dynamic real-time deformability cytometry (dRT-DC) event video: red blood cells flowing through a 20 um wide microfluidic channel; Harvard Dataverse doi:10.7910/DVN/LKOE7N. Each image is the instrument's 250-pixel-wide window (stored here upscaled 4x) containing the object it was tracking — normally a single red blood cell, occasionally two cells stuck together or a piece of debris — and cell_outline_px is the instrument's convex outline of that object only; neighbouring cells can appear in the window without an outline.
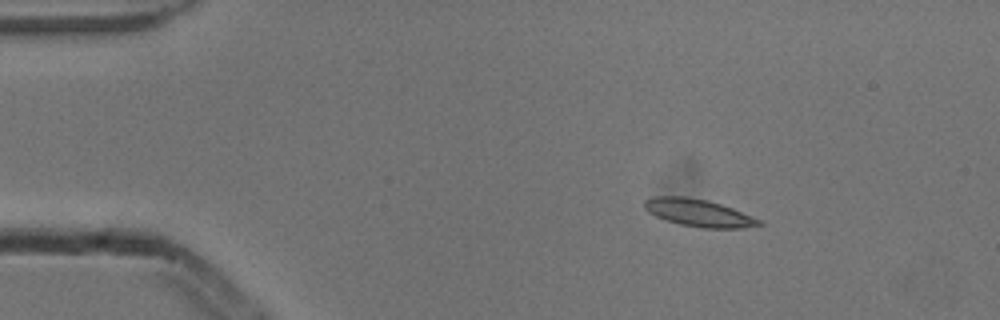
{"species": "common noctule bat (a hibernating species)", "species_latin": "Nyctalus noctula", "temperature_condition": "cold", "stored_images_in_passage": 3, "camera_frame_rate_fps": 3000, "um_per_image_px": 0.085, "animal": {"sex": "male", "body_mass_g": 13.3}, "frame": {"image": 1, "passage_image": 1, "time_ms": 0.0, "image_size_px": [1000, 320], "cell_outline_px": [[764, 224], [744, 228], [700, 228], [680, 224], [664, 220], [648, 212], [644, 208], [644, 200], [652, 196], [688, 196], [708, 200], [732, 208], [752, 216], [760, 220]], "centroid_in_image_um": [59.35, 18.09], "position_along_channel_um": 25.7, "area_um2": 18.44}}